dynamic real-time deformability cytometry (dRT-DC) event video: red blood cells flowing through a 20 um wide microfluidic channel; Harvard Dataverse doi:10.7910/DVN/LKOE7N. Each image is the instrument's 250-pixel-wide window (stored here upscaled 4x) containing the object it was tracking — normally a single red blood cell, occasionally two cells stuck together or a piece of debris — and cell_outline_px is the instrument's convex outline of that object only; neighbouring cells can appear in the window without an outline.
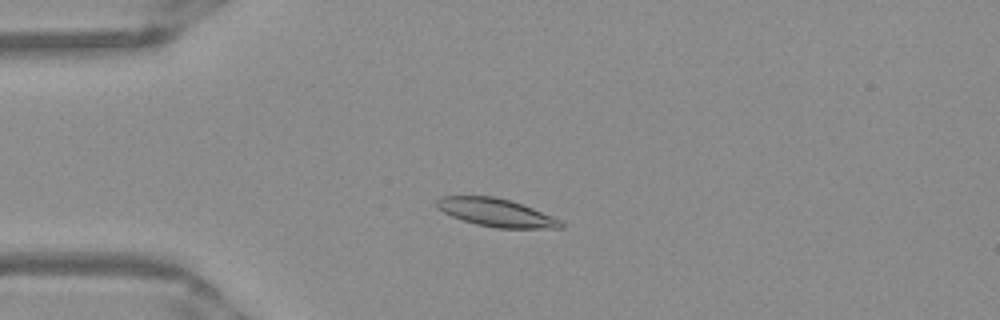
{"species": "Egyptian fruit bat (a non-hibernating species)", "species_latin": "Rousettus aegyptiacus", "temperature_condition": "warm", "stored_images_in_passage": 51, "camera_frame_rate_fps": 3000, "um_per_image_px": 0.085, "frame": {"image": 1, "passage_image": 12, "time_ms": 3.667, "image_size_px": [1000, 320], "cell_outline_px": [[564, 228], [496, 228], [476, 224], [452, 216], [436, 208], [436, 200], [440, 196], [496, 196], [512, 200], [552, 216], [560, 220], [564, 224]], "centroid_in_image_um": [42.17, 18.06], "position_along_channel_um": 42.8, "area_um2": 20.29}}
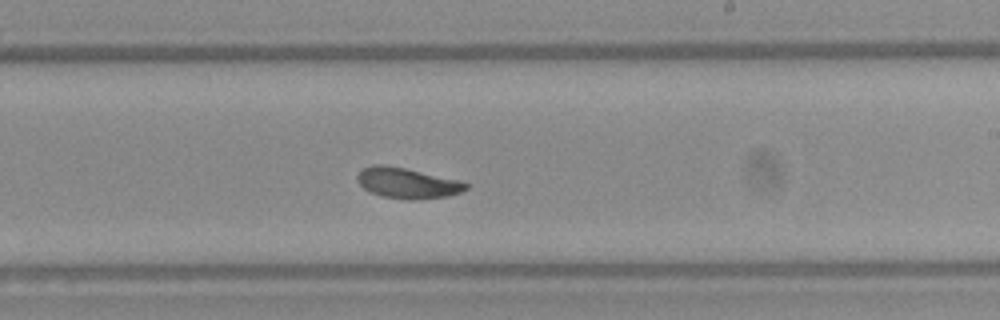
{"frame": {"image": 2, "passage_image": 30, "time_ms": 9.667, "image_size_px": [1000, 320], "cell_outline_px": [[468, 188], [460, 192], [448, 196], [412, 200], [380, 196], [364, 188], [356, 180], [356, 176], [364, 168], [372, 164], [384, 164], [404, 168], [460, 180], [468, 184]], "centroid_in_image_um": [34.61, 15.55], "position_along_channel_um": 254.4, "area_um2": 19.25}}
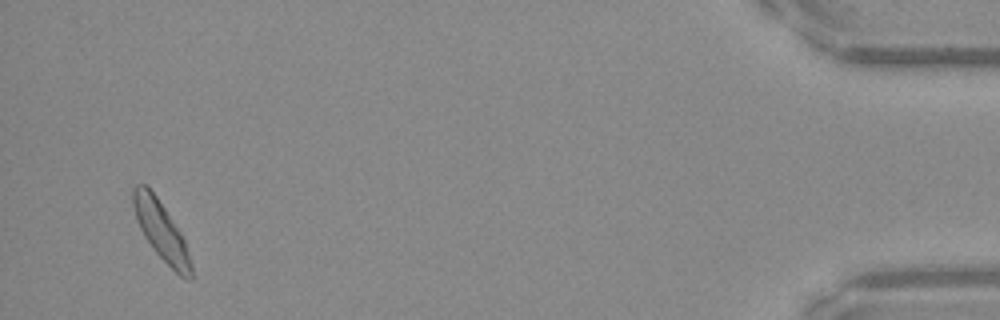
{"frame": {"image": 3, "passage_image": 49, "time_ms": 16.0, "image_size_px": [1000, 320], "cell_outline_px": [[192, 280], [188, 280], [180, 276], [156, 252], [144, 236], [136, 220], [132, 204], [132, 188], [136, 184], [144, 184], [156, 196], [180, 232], [184, 240], [192, 264]], "centroid_in_image_um": [13.68, 19.62], "position_along_channel_um": 421.5, "area_um2": 19.42}, "authors_computed_cell_mechanics": {"area_um2": 19.4786, "velocity_mm_per_s": 3.9015, "shape_relaxation_time_tau1_ms": 1.8741, "shape_relaxation_time_tau2_ms": 2.9055, "deformation_change_tau1": 0.1088, "deformation_change_tau2": 0.0769}}